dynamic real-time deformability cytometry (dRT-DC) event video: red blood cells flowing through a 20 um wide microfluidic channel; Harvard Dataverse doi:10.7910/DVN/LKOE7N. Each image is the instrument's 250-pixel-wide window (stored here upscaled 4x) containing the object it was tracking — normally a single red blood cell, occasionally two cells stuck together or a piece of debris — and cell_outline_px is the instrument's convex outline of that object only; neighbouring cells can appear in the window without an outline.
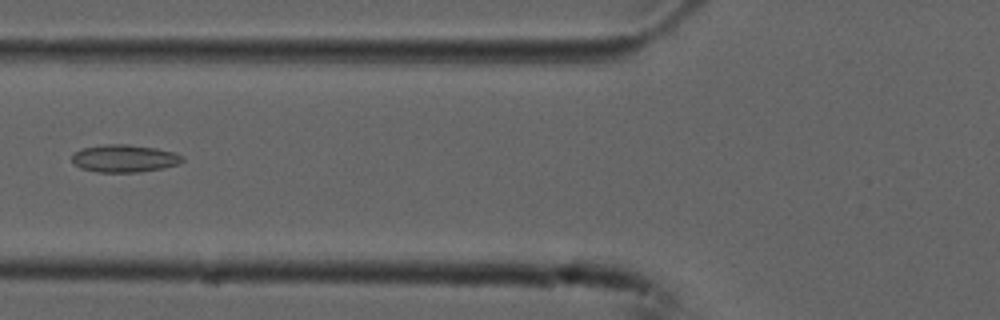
{"species": "common noctule bat (a hibernating species)", "species_latin": "Nyctalus noctula", "temperature_condition": "cold", "stored_images_in_passage": 7, "camera_frame_rate_fps": 3000, "um_per_image_px": 0.085, "animal": {"sex": "male", "forearm_length_mm": 52.5}, "frame": {"image": 1, "passage_image": 6, "time_ms": 1.667, "image_size_px": [1000, 320], "cell_outline_px": [[184, 160], [180, 164], [164, 168], [136, 172], [96, 172], [80, 168], [72, 160], [72, 156], [80, 148], [104, 144], [128, 144], [156, 148], [172, 152], [184, 156]], "centroid_in_image_um": [10.58, 13.46], "position_along_channel_um": 115.2, "area_um2": 17.8}}
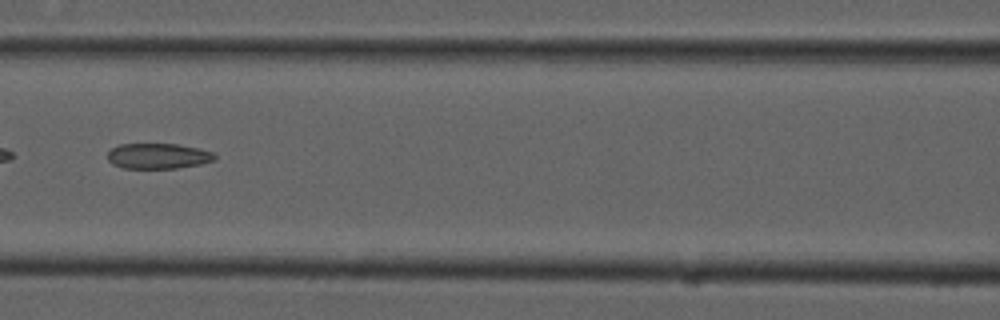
{"frame": {"image": 2, "passage_image": 7, "time_ms": 2.0, "image_size_px": [1000, 320], "cell_outline_px": [[216, 160], [200, 164], [176, 168], [124, 168], [112, 164], [108, 160], [108, 152], [112, 148], [120, 144], [176, 144], [196, 148], [212, 152], [216, 156]], "centroid_in_image_um": [13.42, 13.26], "position_along_channel_um": 153.2, "area_um2": 15.78}}